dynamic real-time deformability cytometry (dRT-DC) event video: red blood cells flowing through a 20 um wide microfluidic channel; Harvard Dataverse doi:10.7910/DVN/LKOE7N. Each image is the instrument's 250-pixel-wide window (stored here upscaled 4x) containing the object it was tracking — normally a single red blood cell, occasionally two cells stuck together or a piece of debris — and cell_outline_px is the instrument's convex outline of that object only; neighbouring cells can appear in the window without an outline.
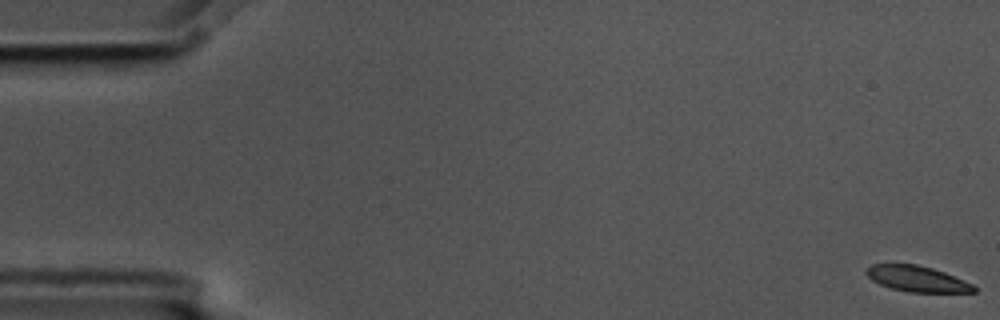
{"species": "common noctule bat (a hibernating species)", "species_latin": "Nyctalus noctula", "temperature_condition": "cold", "stored_images_in_passage": 7, "camera_frame_rate_fps": 3000, "um_per_image_px": 0.085, "animal": {"sex": "male", "body_mass_g": 17.5, "forearm_length_mm": 52.3}, "frame": {"image": 1, "passage_image": 1, "time_ms": 0.0, "image_size_px": [1000, 320], "cell_outline_px": [[976, 292], [908, 292], [892, 288], [880, 284], [872, 280], [864, 272], [872, 264], [916, 264], [932, 268], [944, 272], [972, 284], [976, 288]], "centroid_in_image_um": [77.94, 23.7], "position_along_channel_um": 7.1, "area_um2": 15.95}}
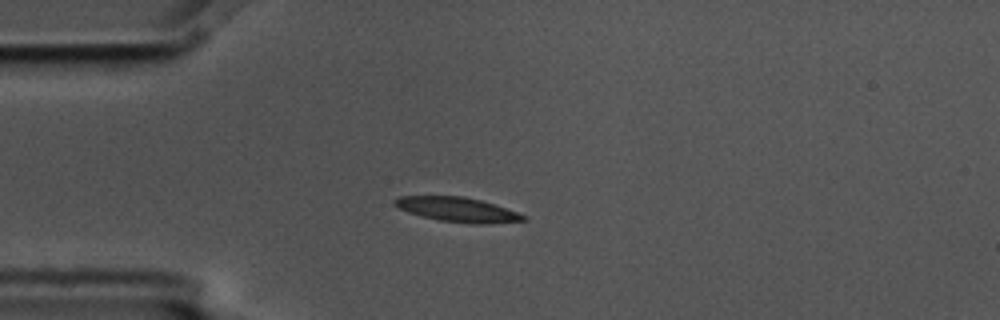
{"frame": {"image": 2, "passage_image": 5, "time_ms": 1.333, "image_size_px": [1000, 320], "cell_outline_px": [[528, 220], [488, 224], [472, 224], [440, 220], [408, 212], [396, 208], [392, 204], [392, 200], [400, 196], [464, 196], [480, 200], [528, 216]], "centroid_in_image_um": [38.86, 17.81], "position_along_channel_um": 46.1, "area_um2": 18.38}}